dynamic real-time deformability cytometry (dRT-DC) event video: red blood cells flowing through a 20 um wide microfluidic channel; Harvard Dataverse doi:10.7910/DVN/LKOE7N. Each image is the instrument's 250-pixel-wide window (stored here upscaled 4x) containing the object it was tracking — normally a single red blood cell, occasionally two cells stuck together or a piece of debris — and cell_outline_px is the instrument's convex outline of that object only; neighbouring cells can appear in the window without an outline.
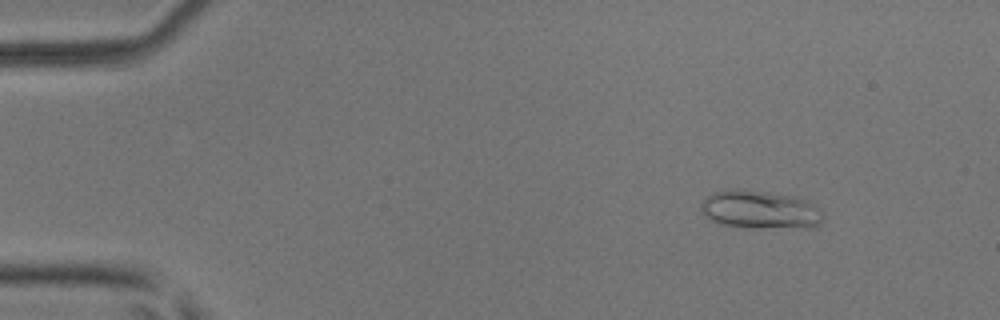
{"species": "common noctule bat (a hibernating species)", "species_latin": "Nyctalus noctula", "temperature_condition": "room temperature", "stored_images_in_passage": 53, "camera_frame_rate_fps": 3000, "um_per_image_px": 0.085, "animal": {"sex": "male", "body_mass_g": 17.9, "forearm_length_mm": 54.2}, "frame": {"image": 1, "passage_image": 7, "time_ms": 2.0, "image_size_px": [1000, 320], "cell_outline_px": [[824, 220], [816, 228], [752, 228], [720, 224], [708, 220], [700, 208], [700, 204], [708, 196], [716, 192], [732, 188], [768, 192], [792, 196], [804, 200], [812, 204], [824, 212]], "centroid_in_image_um": [64.64, 17.85], "position_along_channel_um": 20.4, "area_um2": 27.57}}
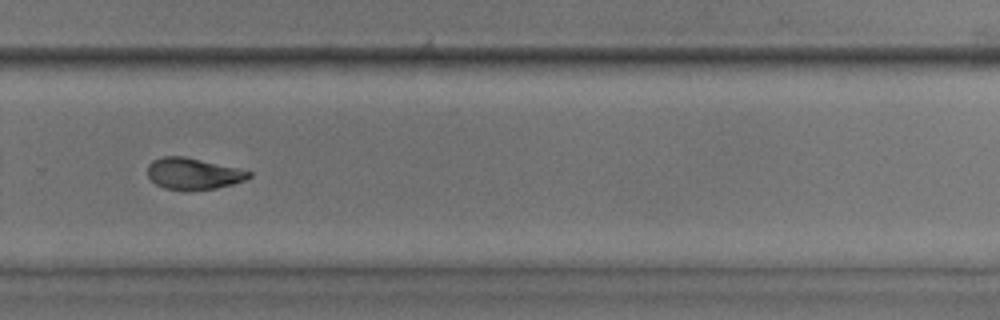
{"frame": {"image": 2, "passage_image": 37, "time_ms": 12.0, "image_size_px": [1000, 320], "cell_outline_px": [[252, 176], [244, 180], [232, 184], [216, 188], [164, 188], [156, 184], [148, 176], [148, 164], [152, 160], [164, 156], [184, 156], [236, 168], [252, 172]], "centroid_in_image_um": [16.41, 14.73], "position_along_channel_um": 313.4, "area_um2": 17.92}}
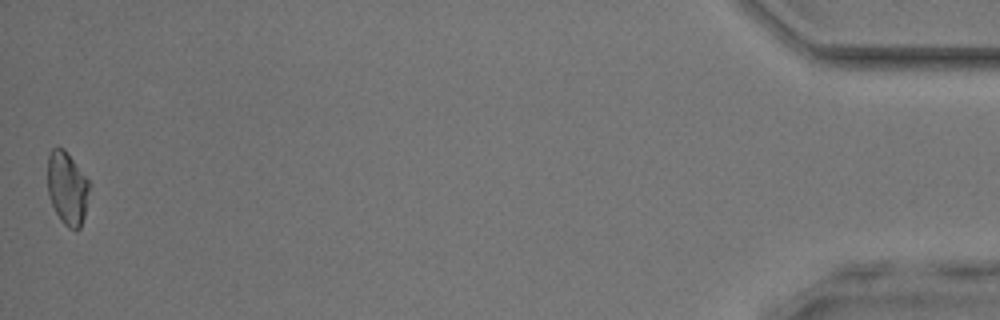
{"frame": {"image": 3, "passage_image": 53, "time_ms": 17.333, "image_size_px": [1000, 320], "cell_outline_px": [[88, 192], [84, 216], [80, 228], [76, 232], [68, 228], [60, 220], [52, 204], [48, 192], [48, 156], [52, 148], [64, 148], [88, 180]], "centroid_in_image_um": [5.7, 16.02], "position_along_channel_um": 429.5, "area_um2": 17.51}, "authors_computed_cell_mechanics": {"area_um2": 19.1318, "velocity_mm_per_s": 3.9073, "shape_relaxation_time_tau1_ms": null, "shape_relaxation_time_tau2_ms": 1.3104, "deformation_change_tau1": null, "deformation_change_tau2": 0.0505}}